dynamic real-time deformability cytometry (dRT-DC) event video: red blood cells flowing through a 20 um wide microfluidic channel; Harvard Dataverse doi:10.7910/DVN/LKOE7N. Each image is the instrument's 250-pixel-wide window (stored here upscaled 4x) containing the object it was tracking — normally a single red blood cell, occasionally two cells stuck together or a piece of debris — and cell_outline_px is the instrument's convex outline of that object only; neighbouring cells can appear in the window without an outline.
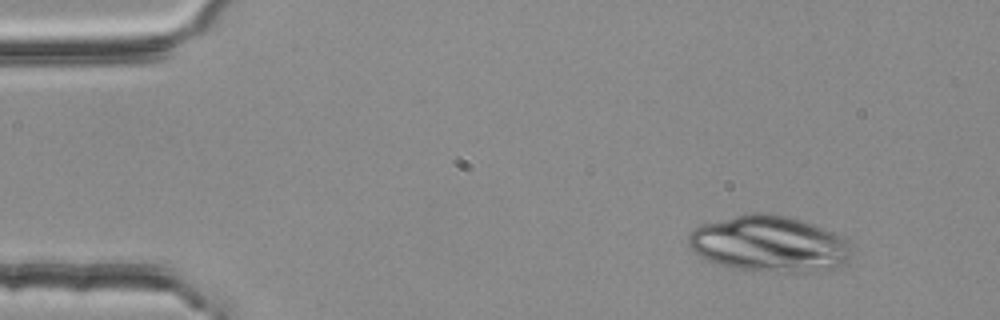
{"species": "common noctule bat (a hibernating species)", "species_latin": "Nyctalus noctula", "temperature_condition": "room temperature", "stored_images_in_passage": 4, "camera_frame_rate_fps": 3000, "um_per_image_px": 0.085, "animal": {"sex": "female", "body_mass_g": 25.1}, "frame": {"image": 1, "passage_image": 2, "time_ms": 0.333, "image_size_px": [1000, 320], "cell_outline_px": [[852, 244], [848, 260], [844, 264], [836, 268], [808, 272], [776, 272], [732, 268], [708, 260], [700, 256], [688, 244], [688, 236], [696, 228], [704, 224], [752, 212], [768, 212], [788, 216], [812, 224], [832, 232], [848, 240]], "centroid_in_image_um": [65.43, 20.74], "position_along_channel_um": 19.6, "area_um2": 53.06}}
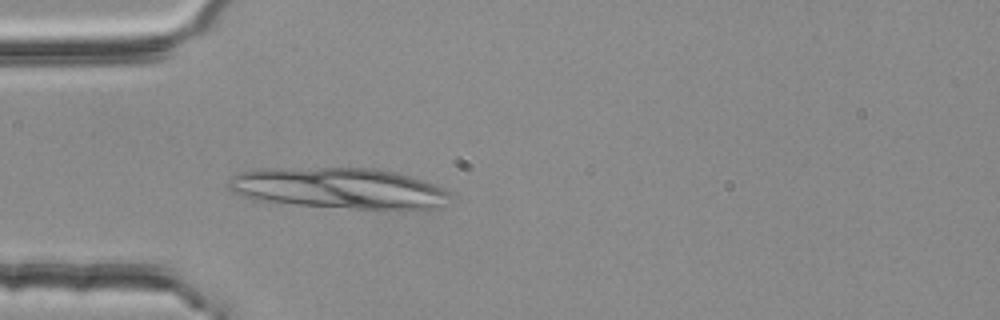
{"frame": {"image": 2, "passage_image": 4, "time_ms": 1.0, "image_size_px": [1000, 320], "cell_outline_px": [[448, 196], [440, 208], [404, 212], [376, 212], [292, 204], [252, 200], [232, 192], [228, 188], [228, 180], [232, 176], [240, 172], [260, 168], [372, 168], [396, 172], [412, 176], [432, 184], [448, 192]], "centroid_in_image_um": [28.83, 16.05], "position_along_channel_um": 56.2, "area_um2": 54.56}}